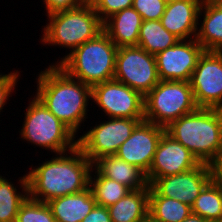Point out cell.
Returning a JSON list of instances; mask_svg holds the SVG:
<instances>
[{"label": "cell", "instance_id": "cell-1", "mask_svg": "<svg viewBox=\"0 0 222 222\" xmlns=\"http://www.w3.org/2000/svg\"><path fill=\"white\" fill-rule=\"evenodd\" d=\"M34 167L26 173L29 197L47 203L87 189L93 163L76 146Z\"/></svg>", "mask_w": 222, "mask_h": 222}, {"label": "cell", "instance_id": "cell-2", "mask_svg": "<svg viewBox=\"0 0 222 222\" xmlns=\"http://www.w3.org/2000/svg\"><path fill=\"white\" fill-rule=\"evenodd\" d=\"M44 69L36 78L35 96L78 137L81 124L88 118L91 86L70 77L52 63Z\"/></svg>", "mask_w": 222, "mask_h": 222}, {"label": "cell", "instance_id": "cell-3", "mask_svg": "<svg viewBox=\"0 0 222 222\" xmlns=\"http://www.w3.org/2000/svg\"><path fill=\"white\" fill-rule=\"evenodd\" d=\"M165 129L200 163L209 164L222 153V109L198 108Z\"/></svg>", "mask_w": 222, "mask_h": 222}, {"label": "cell", "instance_id": "cell-4", "mask_svg": "<svg viewBox=\"0 0 222 222\" xmlns=\"http://www.w3.org/2000/svg\"><path fill=\"white\" fill-rule=\"evenodd\" d=\"M118 47L102 31L71 53L57 59L59 66L70 77L89 86L114 79Z\"/></svg>", "mask_w": 222, "mask_h": 222}, {"label": "cell", "instance_id": "cell-5", "mask_svg": "<svg viewBox=\"0 0 222 222\" xmlns=\"http://www.w3.org/2000/svg\"><path fill=\"white\" fill-rule=\"evenodd\" d=\"M42 45L59 46L69 53L103 31V22L91 4L48 15Z\"/></svg>", "mask_w": 222, "mask_h": 222}, {"label": "cell", "instance_id": "cell-6", "mask_svg": "<svg viewBox=\"0 0 222 222\" xmlns=\"http://www.w3.org/2000/svg\"><path fill=\"white\" fill-rule=\"evenodd\" d=\"M32 98L28 101L19 138L55 154L73 150L77 146V136L56 118L35 95Z\"/></svg>", "mask_w": 222, "mask_h": 222}, {"label": "cell", "instance_id": "cell-7", "mask_svg": "<svg viewBox=\"0 0 222 222\" xmlns=\"http://www.w3.org/2000/svg\"><path fill=\"white\" fill-rule=\"evenodd\" d=\"M190 81H162L144 97V120L163 128L196 111Z\"/></svg>", "mask_w": 222, "mask_h": 222}, {"label": "cell", "instance_id": "cell-8", "mask_svg": "<svg viewBox=\"0 0 222 222\" xmlns=\"http://www.w3.org/2000/svg\"><path fill=\"white\" fill-rule=\"evenodd\" d=\"M98 121L77 138V146L94 163L100 157L115 155L118 148L131 135L136 125L144 119L107 118Z\"/></svg>", "mask_w": 222, "mask_h": 222}, {"label": "cell", "instance_id": "cell-9", "mask_svg": "<svg viewBox=\"0 0 222 222\" xmlns=\"http://www.w3.org/2000/svg\"><path fill=\"white\" fill-rule=\"evenodd\" d=\"M114 80L124 83L145 97L160 81L155 55L138 46L119 47Z\"/></svg>", "mask_w": 222, "mask_h": 222}, {"label": "cell", "instance_id": "cell-10", "mask_svg": "<svg viewBox=\"0 0 222 222\" xmlns=\"http://www.w3.org/2000/svg\"><path fill=\"white\" fill-rule=\"evenodd\" d=\"M91 100L108 118L144 119V97L114 79L92 86Z\"/></svg>", "mask_w": 222, "mask_h": 222}, {"label": "cell", "instance_id": "cell-11", "mask_svg": "<svg viewBox=\"0 0 222 222\" xmlns=\"http://www.w3.org/2000/svg\"><path fill=\"white\" fill-rule=\"evenodd\" d=\"M190 85L199 108L222 109V52L203 51Z\"/></svg>", "mask_w": 222, "mask_h": 222}, {"label": "cell", "instance_id": "cell-12", "mask_svg": "<svg viewBox=\"0 0 222 222\" xmlns=\"http://www.w3.org/2000/svg\"><path fill=\"white\" fill-rule=\"evenodd\" d=\"M210 181L208 164L200 163L187 172L154 179L149 184V196L173 198L192 207L200 192Z\"/></svg>", "mask_w": 222, "mask_h": 222}, {"label": "cell", "instance_id": "cell-13", "mask_svg": "<svg viewBox=\"0 0 222 222\" xmlns=\"http://www.w3.org/2000/svg\"><path fill=\"white\" fill-rule=\"evenodd\" d=\"M203 47L196 39L179 40L155 55L158 77L162 81H190Z\"/></svg>", "mask_w": 222, "mask_h": 222}, {"label": "cell", "instance_id": "cell-14", "mask_svg": "<svg viewBox=\"0 0 222 222\" xmlns=\"http://www.w3.org/2000/svg\"><path fill=\"white\" fill-rule=\"evenodd\" d=\"M165 128L149 121H140L130 137L121 144L115 156L148 173Z\"/></svg>", "mask_w": 222, "mask_h": 222}, {"label": "cell", "instance_id": "cell-15", "mask_svg": "<svg viewBox=\"0 0 222 222\" xmlns=\"http://www.w3.org/2000/svg\"><path fill=\"white\" fill-rule=\"evenodd\" d=\"M199 164L191 151L165 131L158 143L146 178L150 184L156 178L181 174L196 168Z\"/></svg>", "mask_w": 222, "mask_h": 222}, {"label": "cell", "instance_id": "cell-16", "mask_svg": "<svg viewBox=\"0 0 222 222\" xmlns=\"http://www.w3.org/2000/svg\"><path fill=\"white\" fill-rule=\"evenodd\" d=\"M201 4L195 0H174L166 4L163 27L180 40L195 39Z\"/></svg>", "mask_w": 222, "mask_h": 222}, {"label": "cell", "instance_id": "cell-17", "mask_svg": "<svg viewBox=\"0 0 222 222\" xmlns=\"http://www.w3.org/2000/svg\"><path fill=\"white\" fill-rule=\"evenodd\" d=\"M143 19L133 8L115 13L103 22V31L119 47L137 46Z\"/></svg>", "mask_w": 222, "mask_h": 222}, {"label": "cell", "instance_id": "cell-18", "mask_svg": "<svg viewBox=\"0 0 222 222\" xmlns=\"http://www.w3.org/2000/svg\"><path fill=\"white\" fill-rule=\"evenodd\" d=\"M47 205L56 222H81L95 207L96 200L88 187L76 194L51 199Z\"/></svg>", "mask_w": 222, "mask_h": 222}, {"label": "cell", "instance_id": "cell-19", "mask_svg": "<svg viewBox=\"0 0 222 222\" xmlns=\"http://www.w3.org/2000/svg\"><path fill=\"white\" fill-rule=\"evenodd\" d=\"M93 167L103 177L115 180L130 190L143 189L149 185L142 170L115 155L100 157L93 163Z\"/></svg>", "mask_w": 222, "mask_h": 222}, {"label": "cell", "instance_id": "cell-20", "mask_svg": "<svg viewBox=\"0 0 222 222\" xmlns=\"http://www.w3.org/2000/svg\"><path fill=\"white\" fill-rule=\"evenodd\" d=\"M198 19L196 41L205 51L222 52V12L208 0L201 5Z\"/></svg>", "mask_w": 222, "mask_h": 222}, {"label": "cell", "instance_id": "cell-21", "mask_svg": "<svg viewBox=\"0 0 222 222\" xmlns=\"http://www.w3.org/2000/svg\"><path fill=\"white\" fill-rule=\"evenodd\" d=\"M150 185L131 190L117 203L107 207L112 222H141L148 214Z\"/></svg>", "mask_w": 222, "mask_h": 222}, {"label": "cell", "instance_id": "cell-22", "mask_svg": "<svg viewBox=\"0 0 222 222\" xmlns=\"http://www.w3.org/2000/svg\"><path fill=\"white\" fill-rule=\"evenodd\" d=\"M14 184L0 175V222H15L20 206L29 196L27 174L19 177L20 188Z\"/></svg>", "mask_w": 222, "mask_h": 222}, {"label": "cell", "instance_id": "cell-23", "mask_svg": "<svg viewBox=\"0 0 222 222\" xmlns=\"http://www.w3.org/2000/svg\"><path fill=\"white\" fill-rule=\"evenodd\" d=\"M179 40L163 27L161 20H143L137 46L149 54L156 55L172 47Z\"/></svg>", "mask_w": 222, "mask_h": 222}, {"label": "cell", "instance_id": "cell-24", "mask_svg": "<svg viewBox=\"0 0 222 222\" xmlns=\"http://www.w3.org/2000/svg\"><path fill=\"white\" fill-rule=\"evenodd\" d=\"M89 187L92 190L96 204L104 207L117 203L131 191L125 185L103 177L94 167L90 172Z\"/></svg>", "mask_w": 222, "mask_h": 222}, {"label": "cell", "instance_id": "cell-25", "mask_svg": "<svg viewBox=\"0 0 222 222\" xmlns=\"http://www.w3.org/2000/svg\"><path fill=\"white\" fill-rule=\"evenodd\" d=\"M148 213L160 222H181L192 213V208L173 198L149 196Z\"/></svg>", "mask_w": 222, "mask_h": 222}, {"label": "cell", "instance_id": "cell-26", "mask_svg": "<svg viewBox=\"0 0 222 222\" xmlns=\"http://www.w3.org/2000/svg\"><path fill=\"white\" fill-rule=\"evenodd\" d=\"M191 208L193 214L200 215L210 222L218 221L222 217V192L210 181Z\"/></svg>", "mask_w": 222, "mask_h": 222}, {"label": "cell", "instance_id": "cell-27", "mask_svg": "<svg viewBox=\"0 0 222 222\" xmlns=\"http://www.w3.org/2000/svg\"><path fill=\"white\" fill-rule=\"evenodd\" d=\"M15 222H56L47 203L30 198L22 203Z\"/></svg>", "mask_w": 222, "mask_h": 222}, {"label": "cell", "instance_id": "cell-28", "mask_svg": "<svg viewBox=\"0 0 222 222\" xmlns=\"http://www.w3.org/2000/svg\"><path fill=\"white\" fill-rule=\"evenodd\" d=\"M166 4L163 0H133L132 7L143 20H161Z\"/></svg>", "mask_w": 222, "mask_h": 222}, {"label": "cell", "instance_id": "cell-29", "mask_svg": "<svg viewBox=\"0 0 222 222\" xmlns=\"http://www.w3.org/2000/svg\"><path fill=\"white\" fill-rule=\"evenodd\" d=\"M102 22L121 10L131 8L133 0H94L91 4Z\"/></svg>", "mask_w": 222, "mask_h": 222}, {"label": "cell", "instance_id": "cell-30", "mask_svg": "<svg viewBox=\"0 0 222 222\" xmlns=\"http://www.w3.org/2000/svg\"><path fill=\"white\" fill-rule=\"evenodd\" d=\"M18 79H20V72L10 71L7 74L0 72V114L3 112L4 106L7 104L9 97H12V93L15 92Z\"/></svg>", "mask_w": 222, "mask_h": 222}, {"label": "cell", "instance_id": "cell-31", "mask_svg": "<svg viewBox=\"0 0 222 222\" xmlns=\"http://www.w3.org/2000/svg\"><path fill=\"white\" fill-rule=\"evenodd\" d=\"M46 9V16L60 11H66L83 5L82 0H42Z\"/></svg>", "mask_w": 222, "mask_h": 222}, {"label": "cell", "instance_id": "cell-32", "mask_svg": "<svg viewBox=\"0 0 222 222\" xmlns=\"http://www.w3.org/2000/svg\"><path fill=\"white\" fill-rule=\"evenodd\" d=\"M211 181L220 189L222 192V153H220L215 159L209 164Z\"/></svg>", "mask_w": 222, "mask_h": 222}, {"label": "cell", "instance_id": "cell-33", "mask_svg": "<svg viewBox=\"0 0 222 222\" xmlns=\"http://www.w3.org/2000/svg\"><path fill=\"white\" fill-rule=\"evenodd\" d=\"M81 222H112L107 207L95 205Z\"/></svg>", "mask_w": 222, "mask_h": 222}, {"label": "cell", "instance_id": "cell-34", "mask_svg": "<svg viewBox=\"0 0 222 222\" xmlns=\"http://www.w3.org/2000/svg\"><path fill=\"white\" fill-rule=\"evenodd\" d=\"M181 222H210V221L202 218L200 215H196V214L191 213L189 216H187Z\"/></svg>", "mask_w": 222, "mask_h": 222}, {"label": "cell", "instance_id": "cell-35", "mask_svg": "<svg viewBox=\"0 0 222 222\" xmlns=\"http://www.w3.org/2000/svg\"><path fill=\"white\" fill-rule=\"evenodd\" d=\"M141 222H160V221L155 219L151 214L148 213Z\"/></svg>", "mask_w": 222, "mask_h": 222}, {"label": "cell", "instance_id": "cell-36", "mask_svg": "<svg viewBox=\"0 0 222 222\" xmlns=\"http://www.w3.org/2000/svg\"><path fill=\"white\" fill-rule=\"evenodd\" d=\"M219 11L222 12V0H209Z\"/></svg>", "mask_w": 222, "mask_h": 222}, {"label": "cell", "instance_id": "cell-37", "mask_svg": "<svg viewBox=\"0 0 222 222\" xmlns=\"http://www.w3.org/2000/svg\"><path fill=\"white\" fill-rule=\"evenodd\" d=\"M84 4H92L94 0H82Z\"/></svg>", "mask_w": 222, "mask_h": 222}, {"label": "cell", "instance_id": "cell-38", "mask_svg": "<svg viewBox=\"0 0 222 222\" xmlns=\"http://www.w3.org/2000/svg\"><path fill=\"white\" fill-rule=\"evenodd\" d=\"M195 1L199 2L202 5L203 3L207 2L208 0H195Z\"/></svg>", "mask_w": 222, "mask_h": 222}, {"label": "cell", "instance_id": "cell-39", "mask_svg": "<svg viewBox=\"0 0 222 222\" xmlns=\"http://www.w3.org/2000/svg\"><path fill=\"white\" fill-rule=\"evenodd\" d=\"M163 1H165L166 3H168V2H172V1H174V0H163Z\"/></svg>", "mask_w": 222, "mask_h": 222}, {"label": "cell", "instance_id": "cell-40", "mask_svg": "<svg viewBox=\"0 0 222 222\" xmlns=\"http://www.w3.org/2000/svg\"><path fill=\"white\" fill-rule=\"evenodd\" d=\"M216 222H222V217L218 221H216Z\"/></svg>", "mask_w": 222, "mask_h": 222}]
</instances>
